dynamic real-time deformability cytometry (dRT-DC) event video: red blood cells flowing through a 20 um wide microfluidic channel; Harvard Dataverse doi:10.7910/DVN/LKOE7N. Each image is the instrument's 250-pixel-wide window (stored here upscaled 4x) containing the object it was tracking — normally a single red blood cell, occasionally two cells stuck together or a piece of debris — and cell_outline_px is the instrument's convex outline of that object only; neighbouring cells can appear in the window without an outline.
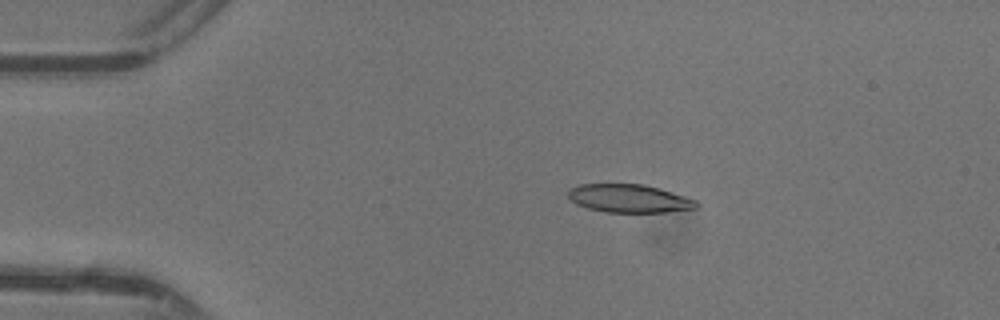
{"species": "common noctule bat (a hibernating species)", "species_latin": "Nyctalus noctula", "temperature_condition": "warm", "stored_images_in_passage": 48, "camera_frame_rate_fps": 3000, "um_per_image_px": 0.085, "animal": {"sex": "female"}, "frame": {"image": 1, "passage_image": 10, "time_ms": 3.0, "image_size_px": [1000, 320], "cell_outline_px": [[700, 204], [696, 208], [664, 212], [604, 212], [588, 208], [576, 204], [568, 196], [568, 188], [580, 184], [644, 184], [660, 188], [696, 200]], "centroid_in_image_um": [53.46, 16.86], "position_along_channel_um": 31.5, "area_um2": 21.1}}
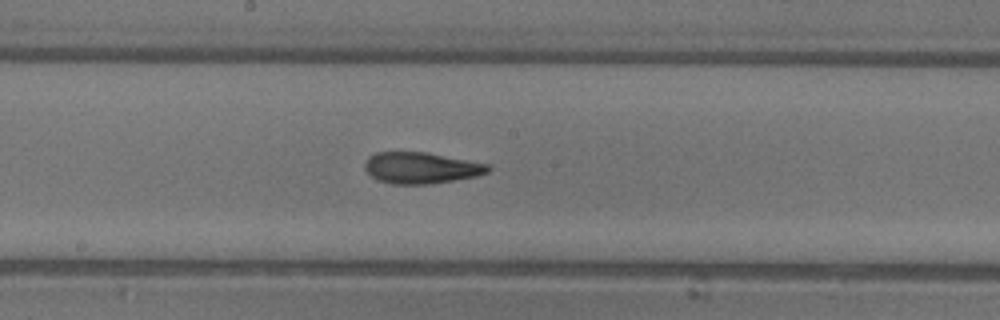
{"frame": {"image": 2, "passage_image": 26, "time_ms": 8.333, "image_size_px": [1000, 320], "cell_outline_px": [[492, 168], [488, 172], [476, 176], [428, 184], [392, 184], [380, 180], [372, 176], [364, 168], [364, 164], [368, 156], [376, 152], [424, 152], [488, 164]], "centroid_in_image_um": [35.77, 14.26], "position_along_channel_um": 212.4, "area_um2": 22.2}}
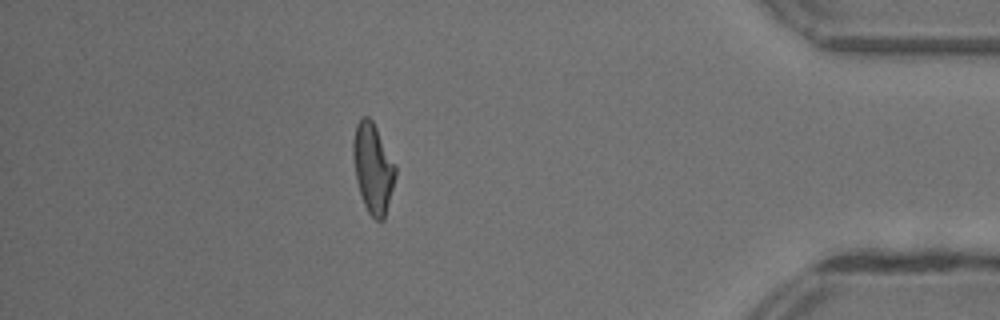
{"frame": {"image": 3, "passage_image": 42, "time_ms": 13.667, "image_size_px": [1000, 320], "cell_outline_px": [[396, 176], [384, 220], [376, 220], [368, 212], [364, 204], [360, 192], [356, 176], [352, 156], [352, 144], [356, 124], [360, 116], [368, 116], [372, 120], [396, 168]], "centroid_in_image_um": [31.68, 14.28], "position_along_channel_um": 403.5, "area_um2": 21.79}, "authors_computed_cell_mechanics": {"area_um2": 22.0218, "velocity_mm_per_s": 4.4213, "shape_relaxation_time_tau1_ms": 5.9284, "shape_relaxation_time_tau2_ms": 2.2285, "deformation_change_tau1": 0.2117, "deformation_change_tau2": 0.1167}}